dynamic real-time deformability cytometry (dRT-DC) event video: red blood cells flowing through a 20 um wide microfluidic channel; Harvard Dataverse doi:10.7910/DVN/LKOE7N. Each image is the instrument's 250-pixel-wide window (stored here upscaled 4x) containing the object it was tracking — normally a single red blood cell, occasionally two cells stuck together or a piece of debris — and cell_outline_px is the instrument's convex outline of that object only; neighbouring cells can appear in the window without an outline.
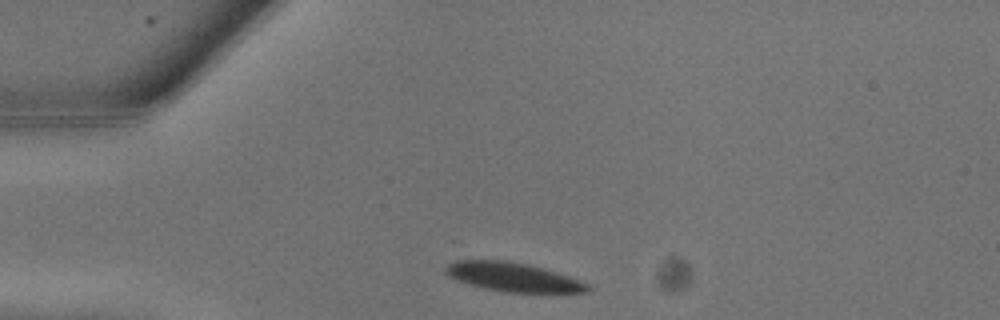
{"species": "common noctule bat (a hibernating species)", "species_latin": "Nyctalus noctula", "temperature_condition": "warm", "stored_images_in_passage": 4, "camera_frame_rate_fps": 3000, "um_per_image_px": 0.085, "animal": {"sex": "male", "body_mass_g": 13.3}, "frame": {"image": 1, "passage_image": 1, "time_ms": 0.0, "image_size_px": [1000, 320], "cell_outline_px": [[592, 288], [588, 292], [508, 292], [484, 288], [468, 284], [456, 280], [448, 276], [444, 272], [444, 268], [448, 264], [456, 260], [508, 260], [528, 264], [544, 268], [568, 276], [588, 284]], "centroid_in_image_um": [43.57, 23.54], "position_along_channel_um": 41.4, "area_um2": 23.93}}